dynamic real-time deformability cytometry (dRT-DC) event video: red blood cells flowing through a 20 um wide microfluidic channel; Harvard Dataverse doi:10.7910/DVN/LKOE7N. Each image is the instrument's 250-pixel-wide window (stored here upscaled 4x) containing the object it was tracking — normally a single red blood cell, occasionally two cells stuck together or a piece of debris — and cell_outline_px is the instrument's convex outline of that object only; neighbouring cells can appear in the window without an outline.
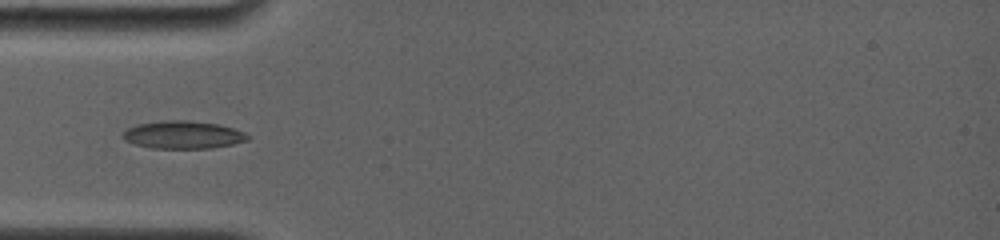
{"species": "common noctule bat (a hibernating species)", "species_latin": "Nyctalus noctula", "temperature_condition": "room temperature", "stored_images_in_passage": 33, "camera_frame_rate_fps": 4000, "um_per_image_px": 0.085, "animal": {"sex": "female", "body_mass_g": 19.0, "forearm_length_mm": 56.7}, "frame": {"image": 1, "passage_image": 1, "time_ms": 0.0, "image_size_px": [1000, 240], "cell_outline_px": [[252, 136], [248, 140], [232, 144], [212, 148], [152, 148], [136, 144], [124, 140], [120, 136], [128, 128], [136, 124], [160, 120], [188, 120], [220, 124], [244, 132]], "centroid_in_image_um": [15.56, 11.45], "position_along_channel_um": 69.4, "area_um2": 20.35}}
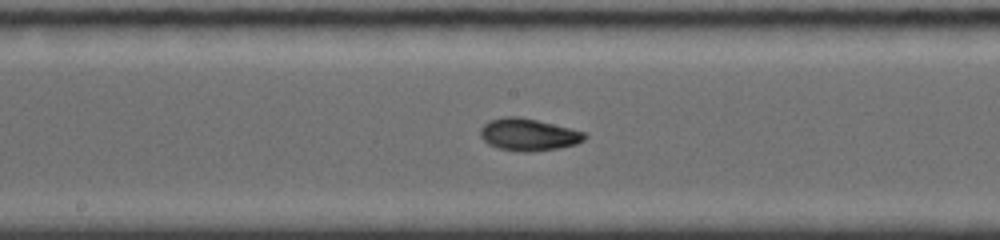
{"frame": {"image": 2, "passage_image": 15, "time_ms": 3.5, "image_size_px": [1000, 240], "cell_outline_px": [[588, 136], [584, 140], [576, 144], [560, 148], [532, 152], [516, 152], [500, 148], [488, 144], [480, 136], [480, 128], [488, 120], [504, 116], [516, 116], [536, 120], [572, 128], [584, 132]], "centroid_in_image_um": [44.91, 11.44], "position_along_channel_um": 203.3, "area_um2": 19.77}}
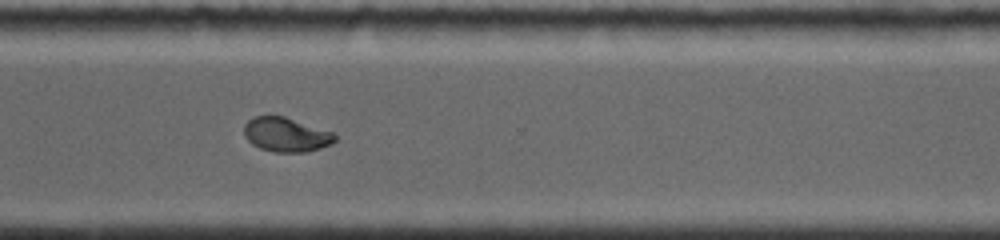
{"frame": {"image": 3, "passage_image": 32, "time_ms": 7.25, "image_size_px": [1000, 240], "cell_outline_px": [[336, 140], [332, 144], [320, 148], [304, 152], [276, 152], [260, 148], [252, 144], [244, 136], [244, 124], [248, 120], [256, 116], [284, 116], [332, 132], [336, 136]], "centroid_in_image_um": [24.3, 11.45], "position_along_channel_um": 346.3, "area_um2": 18.03}}